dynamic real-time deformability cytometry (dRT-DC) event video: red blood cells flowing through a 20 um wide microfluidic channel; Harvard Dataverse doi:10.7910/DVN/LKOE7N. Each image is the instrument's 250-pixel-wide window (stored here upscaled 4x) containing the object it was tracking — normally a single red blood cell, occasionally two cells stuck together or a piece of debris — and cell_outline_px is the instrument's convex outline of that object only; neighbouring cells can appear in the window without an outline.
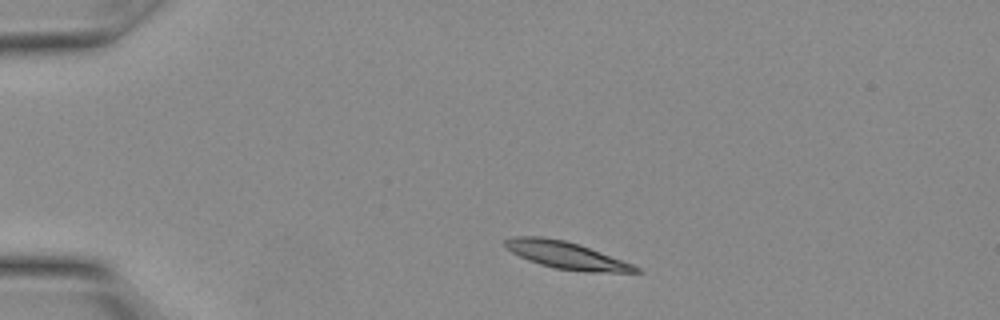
{"species": "Egyptian fruit bat (a non-hibernating species)", "species_latin": "Rousettus aegyptiacus", "temperature_condition": "warm", "stored_images_in_passage": 14, "camera_frame_rate_fps": 3000, "um_per_image_px": 0.085, "animal": {"sex": "female"}, "frame": {"image": 1, "passage_image": 2, "time_ms": 0.333, "image_size_px": [1000, 320], "cell_outline_px": [[644, 272], [584, 272], [556, 268], [540, 264], [528, 260], [512, 252], [504, 244], [504, 240], [512, 236], [544, 236], [564, 240], [600, 252], [632, 264], [640, 268]], "centroid_in_image_um": [48.11, 21.69], "position_along_channel_um": 36.9, "area_um2": 20.4}}
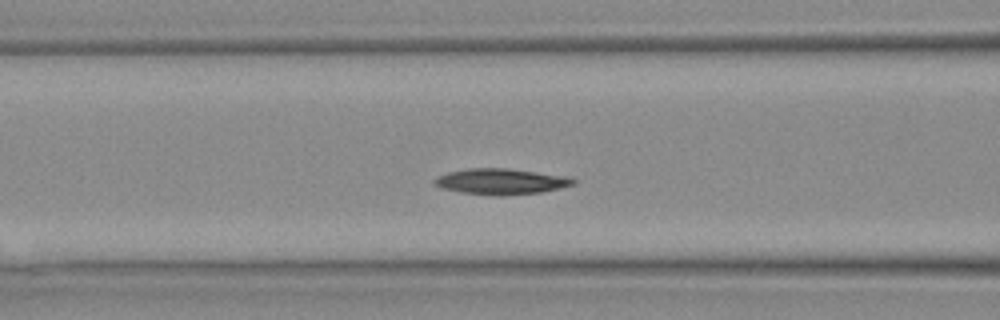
{"frame": {"image": 2, "passage_image": 8, "time_ms": 2.333, "image_size_px": [1000, 320], "cell_outline_px": [[576, 184], [560, 188], [540, 192], [500, 196], [460, 192], [440, 188], [432, 184], [432, 180], [448, 172], [468, 168], [508, 168], [568, 176], [576, 180]], "centroid_in_image_um": [42.58, 15.42], "position_along_channel_um": 124.0, "area_um2": 20.98}}
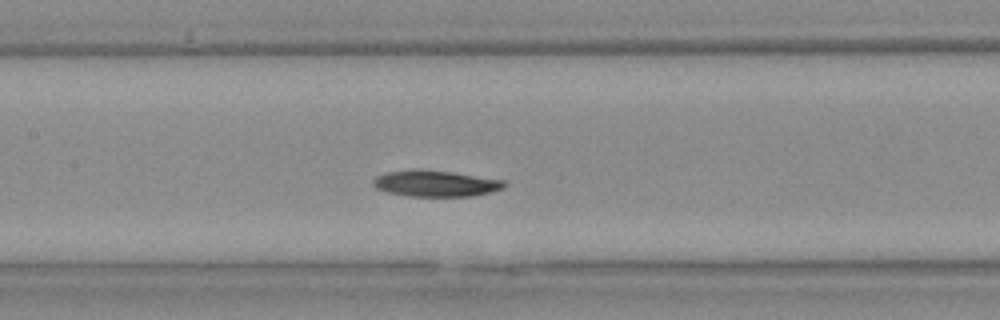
{"frame": {"image": 3, "passage_image": 10, "time_ms": 3.0, "image_size_px": [1000, 320], "cell_outline_px": [[504, 184], [500, 188], [488, 192], [472, 196], [408, 196], [388, 192], [376, 188], [372, 184], [372, 180], [376, 176], [384, 172], [416, 168], [420, 168], [452, 172], [504, 180]], "centroid_in_image_um": [36.92, 15.57], "position_along_channel_um": 170.5, "area_um2": 20.0}}